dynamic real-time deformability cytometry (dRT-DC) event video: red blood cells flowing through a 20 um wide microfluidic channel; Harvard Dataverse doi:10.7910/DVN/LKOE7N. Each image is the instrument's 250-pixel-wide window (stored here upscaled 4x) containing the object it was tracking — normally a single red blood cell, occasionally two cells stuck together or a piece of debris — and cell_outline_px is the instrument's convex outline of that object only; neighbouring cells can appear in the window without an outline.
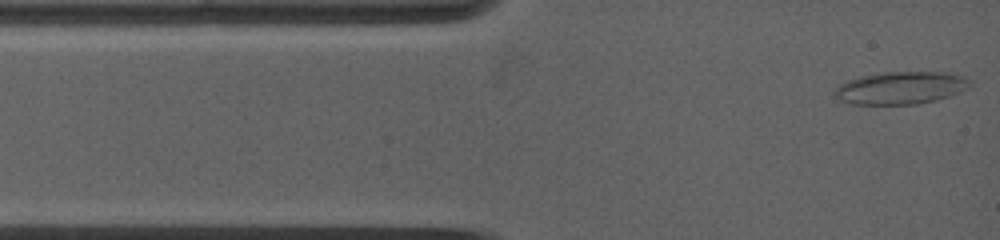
{"species": "common noctule bat (a hibernating species)", "species_latin": "Nyctalus noctula", "temperature_condition": "warm", "stored_images_in_passage": 15, "camera_frame_rate_fps": 5000, "um_per_image_px": 0.085, "animal": {"sex": "female", "body_mass_g": 19.0, "forearm_length_mm": 53.3}, "frame": {"image": 1, "passage_image": 1, "time_ms": 0.0, "image_size_px": [1000, 240], "cell_outline_px": [[972, 84], [968, 88], [960, 92], [936, 100], [916, 104], [852, 104], [840, 100], [836, 96], [836, 88], [840, 84], [848, 80], [860, 76], [884, 72], [948, 72], [964, 76]], "centroid_in_image_um": [76.59, 7.46], "position_along_channel_um": 8.4, "area_um2": 25.55}}